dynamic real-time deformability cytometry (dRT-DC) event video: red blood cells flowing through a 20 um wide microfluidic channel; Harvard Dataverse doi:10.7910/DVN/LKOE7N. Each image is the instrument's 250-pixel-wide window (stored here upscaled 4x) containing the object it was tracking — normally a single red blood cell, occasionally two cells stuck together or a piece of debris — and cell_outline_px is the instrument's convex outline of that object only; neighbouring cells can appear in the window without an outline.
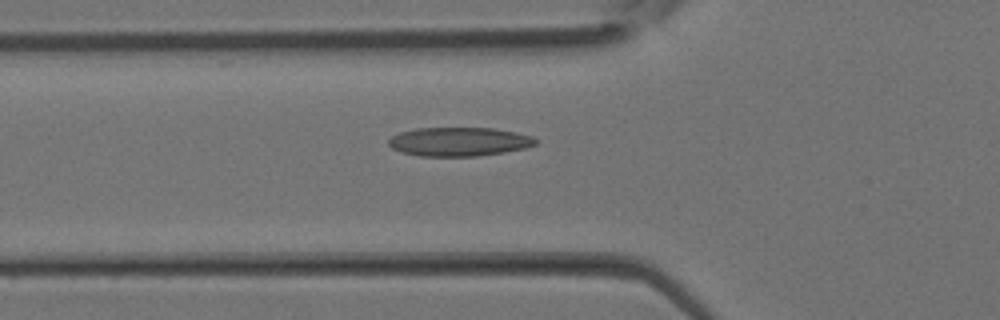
{"species": "Egyptian fruit bat (a non-hibernating species)", "species_latin": "Rousettus aegyptiacus", "temperature_condition": "room temperature", "stored_images_in_passage": 36, "camera_frame_rate_fps": 3000, "um_per_image_px": 0.085, "animal": {"sex": "female"}, "frame": {"image": 1, "passage_image": 13, "time_ms": 4.0, "image_size_px": [1000, 320], "cell_outline_px": [[536, 144], [524, 148], [504, 152], [476, 156], [420, 156], [400, 152], [392, 148], [388, 144], [388, 140], [392, 136], [400, 132], [416, 128], [492, 128], [532, 136], [536, 140]], "centroid_in_image_um": [38.97, 12.04], "position_along_channel_um": 86.8, "area_um2": 24.57}}
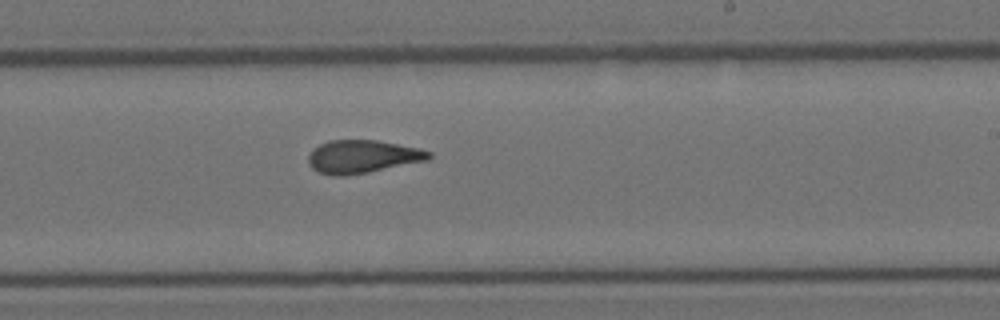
{"frame": {"image": 2, "passage_image": 22, "time_ms": 7.0, "image_size_px": [1000, 320], "cell_outline_px": [[432, 156], [428, 160], [368, 172], [344, 176], [332, 176], [320, 172], [312, 168], [308, 164], [308, 156], [312, 148], [328, 140], [376, 140], [420, 148], [432, 152]], "centroid_in_image_um": [30.79, 13.31], "position_along_channel_um": 258.2, "area_um2": 23.29}}
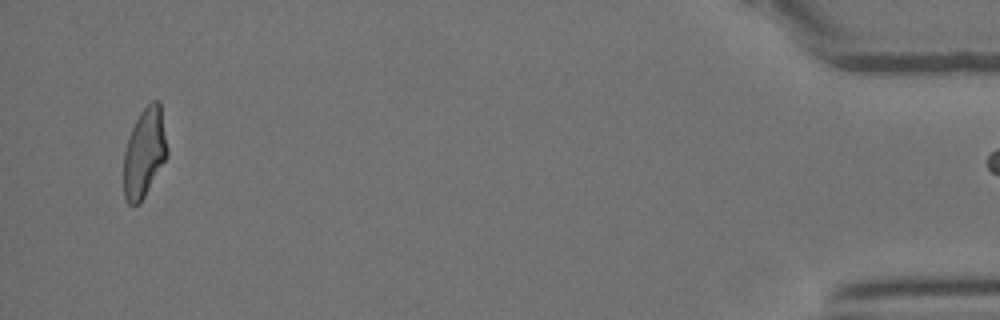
{"frame": {"image": 3, "passage_image": 35, "time_ms": 11.333, "image_size_px": [1000, 320], "cell_outline_px": [[168, 156], [140, 204], [132, 208], [128, 204], [124, 196], [124, 152], [132, 128], [140, 112], [152, 100], [160, 100], [168, 148]], "centroid_in_image_um": [12.29, 13.01], "position_along_channel_um": 422.9, "area_um2": 22.89}}